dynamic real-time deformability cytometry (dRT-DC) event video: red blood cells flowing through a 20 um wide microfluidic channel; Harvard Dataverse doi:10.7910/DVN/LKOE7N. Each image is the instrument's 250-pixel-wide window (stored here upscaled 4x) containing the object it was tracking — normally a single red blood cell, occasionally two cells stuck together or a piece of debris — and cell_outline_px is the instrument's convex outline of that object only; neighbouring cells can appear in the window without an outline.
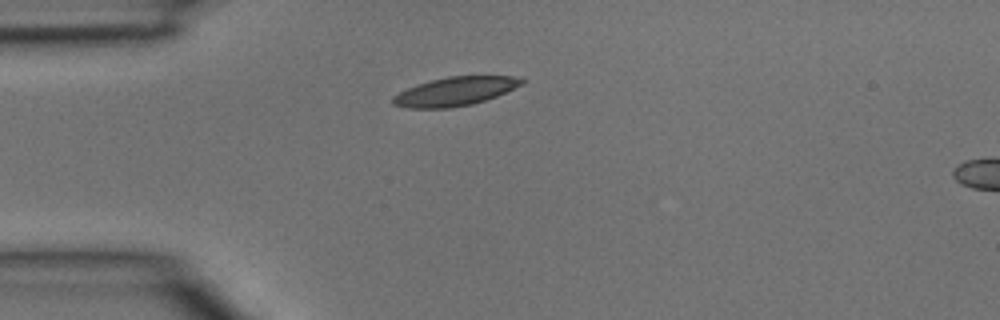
{"species": "common noctule bat (a hibernating species)", "species_latin": "Nyctalus noctula", "temperature_condition": "room temperature", "stored_images_in_passage": 16, "camera_frame_rate_fps": 3000, "um_per_image_px": 0.085, "animal": {"sex": "male", "body_mass_g": 15.6}, "frame": {"image": 1, "passage_image": 1, "time_ms": 0.0, "image_size_px": [1000, 320], "cell_outline_px": [[524, 84], [496, 96], [472, 104], [452, 108], [408, 108], [392, 104], [392, 96], [408, 88], [432, 80], [448, 76], [512, 76], [524, 80]], "centroid_in_image_um": [38.68, 7.77], "position_along_channel_um": 46.3, "area_um2": 21.33}}
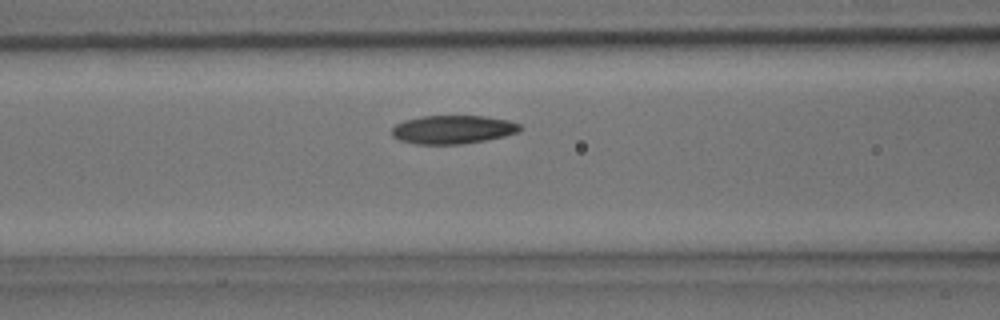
{"frame": {"image": 2, "passage_image": 7, "time_ms": 2.0, "image_size_px": [1000, 320], "cell_outline_px": [[524, 128], [520, 132], [504, 136], [484, 140], [460, 144], [416, 144], [400, 140], [392, 136], [392, 128], [396, 124], [404, 120], [420, 116], [488, 116], [508, 120], [520, 124]], "centroid_in_image_um": [38.52, 11.0], "position_along_channel_um": 128.1, "area_um2": 21.39}}